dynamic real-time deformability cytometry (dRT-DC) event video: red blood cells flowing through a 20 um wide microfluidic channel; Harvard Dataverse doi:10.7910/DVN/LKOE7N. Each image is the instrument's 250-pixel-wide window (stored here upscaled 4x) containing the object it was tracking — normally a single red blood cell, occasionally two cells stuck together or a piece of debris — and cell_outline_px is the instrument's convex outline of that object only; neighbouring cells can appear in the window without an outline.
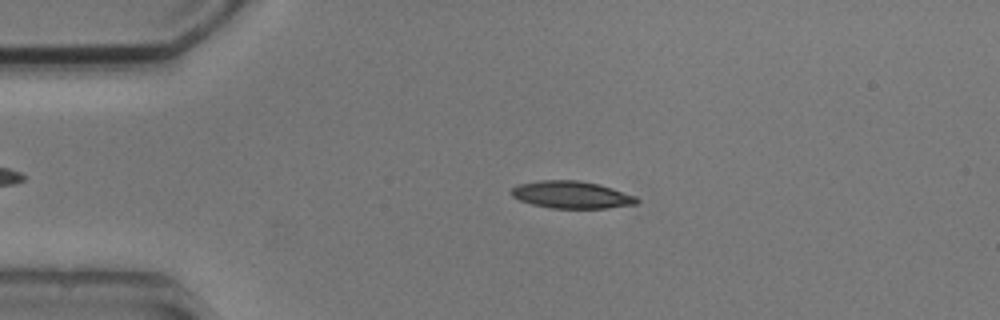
{"species": "common noctule bat (a hibernating species)", "species_latin": "Nyctalus noctula", "temperature_condition": "cold", "stored_images_in_passage": 3, "camera_frame_rate_fps": 3000, "um_per_image_px": 0.085, "animal": {"sex": "male", "body_mass_g": 20.5, "forearm_length_mm": 52.5}, "frame": {"image": 1, "passage_image": 2, "time_ms": 1.333, "image_size_px": [1000, 320], "cell_outline_px": [[640, 200], [636, 204], [608, 208], [552, 208], [532, 204], [520, 200], [512, 196], [508, 192], [512, 188], [520, 184], [540, 180], [580, 180], [600, 184], [636, 196]], "centroid_in_image_um": [48.59, 16.55], "position_along_channel_um": 36.4, "area_um2": 20.0}}